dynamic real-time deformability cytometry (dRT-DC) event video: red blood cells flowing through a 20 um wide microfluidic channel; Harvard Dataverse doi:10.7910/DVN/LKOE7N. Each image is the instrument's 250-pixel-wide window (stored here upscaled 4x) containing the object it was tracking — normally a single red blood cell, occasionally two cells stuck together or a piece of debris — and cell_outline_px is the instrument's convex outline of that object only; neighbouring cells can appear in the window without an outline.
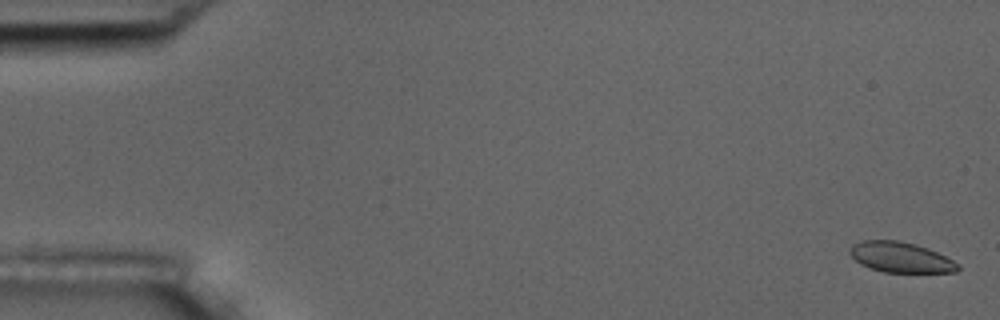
{"species": "common noctule bat (a hibernating species)", "species_latin": "Nyctalus noctula", "temperature_condition": "room temperature", "stored_images_in_passage": 58, "camera_frame_rate_fps": 3000, "um_per_image_px": 0.085, "animal": {"sex": "male", "body_mass_g": 17.5, "forearm_length_mm": 52.3}, "frame": {"image": 1, "passage_image": 2, "time_ms": 0.333, "image_size_px": [1000, 320], "cell_outline_px": [[960, 268], [956, 272], [884, 272], [868, 268], [860, 264], [848, 252], [852, 244], [860, 240], [900, 240], [916, 244], [928, 248], [960, 264]], "centroid_in_image_um": [76.53, 21.86], "position_along_channel_um": 8.5, "area_um2": 19.25}}
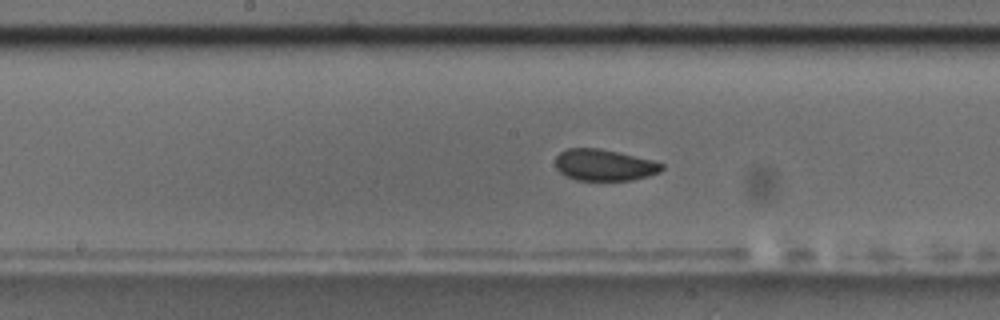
{"frame": {"image": 2, "passage_image": 30, "time_ms": 9.667, "image_size_px": [1000, 320], "cell_outline_px": [[664, 168], [660, 172], [648, 176], [632, 180], [576, 180], [560, 172], [556, 168], [556, 156], [560, 152], [568, 148], [600, 148], [620, 152], [652, 160], [664, 164]], "centroid_in_image_um": [51.38, 14.02], "position_along_channel_um": 196.8, "area_um2": 19.54}}
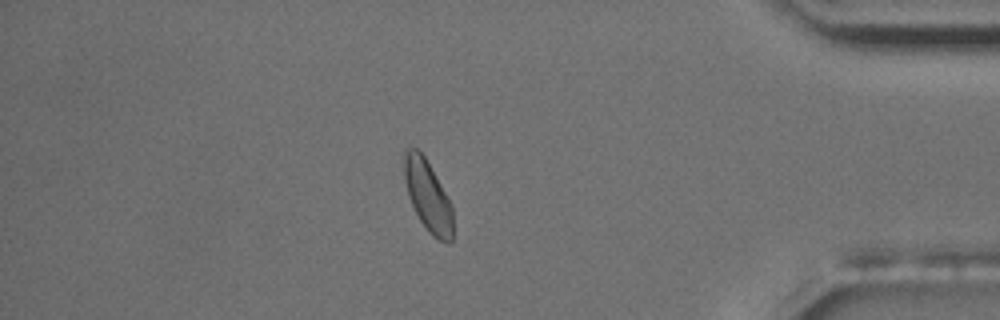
{"frame": {"image": 3, "passage_image": 50, "time_ms": 16.333, "image_size_px": [1000, 320], "cell_outline_px": [[452, 240], [448, 244], [432, 236], [428, 232], [420, 220], [408, 196], [404, 180], [400, 152], [404, 148], [416, 148], [424, 156], [452, 204]], "centroid_in_image_um": [36.31, 16.58], "position_along_channel_um": 398.9, "area_um2": 20.46}, "authors_computed_cell_mechanics": {"area_um2": 20.2011, "velocity_mm_per_s": 3.5527, "shape_relaxation_time_tau1_ms": 2.0255, "shape_relaxation_time_tau2_ms": null, "deformation_change_tau1": 0.0544, "deformation_change_tau2": null}}